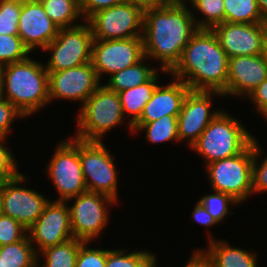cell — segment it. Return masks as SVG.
<instances>
[{
  "label": "cell",
  "mask_w": 267,
  "mask_h": 267,
  "mask_svg": "<svg viewBox=\"0 0 267 267\" xmlns=\"http://www.w3.org/2000/svg\"><path fill=\"white\" fill-rule=\"evenodd\" d=\"M190 90L182 80L176 78L164 86L158 84L152 98L144 106L140 118L132 125L133 133L143 124L156 121L164 115L178 117L183 101Z\"/></svg>",
  "instance_id": "20"
},
{
  "label": "cell",
  "mask_w": 267,
  "mask_h": 267,
  "mask_svg": "<svg viewBox=\"0 0 267 267\" xmlns=\"http://www.w3.org/2000/svg\"><path fill=\"white\" fill-rule=\"evenodd\" d=\"M4 267H37V253L28 235L21 241L0 246Z\"/></svg>",
  "instance_id": "25"
},
{
  "label": "cell",
  "mask_w": 267,
  "mask_h": 267,
  "mask_svg": "<svg viewBox=\"0 0 267 267\" xmlns=\"http://www.w3.org/2000/svg\"><path fill=\"white\" fill-rule=\"evenodd\" d=\"M70 28H60L56 38L43 50L50 52L45 65L48 72L70 69L91 62L93 35L87 21Z\"/></svg>",
  "instance_id": "10"
},
{
  "label": "cell",
  "mask_w": 267,
  "mask_h": 267,
  "mask_svg": "<svg viewBox=\"0 0 267 267\" xmlns=\"http://www.w3.org/2000/svg\"><path fill=\"white\" fill-rule=\"evenodd\" d=\"M144 6L135 0L100 10L89 23L94 40H116L142 37Z\"/></svg>",
  "instance_id": "7"
},
{
  "label": "cell",
  "mask_w": 267,
  "mask_h": 267,
  "mask_svg": "<svg viewBox=\"0 0 267 267\" xmlns=\"http://www.w3.org/2000/svg\"><path fill=\"white\" fill-rule=\"evenodd\" d=\"M77 116L78 131L74 138L83 141H102L103 135L121 125L126 119L122 110L119 93L101 85L80 106Z\"/></svg>",
  "instance_id": "5"
},
{
  "label": "cell",
  "mask_w": 267,
  "mask_h": 267,
  "mask_svg": "<svg viewBox=\"0 0 267 267\" xmlns=\"http://www.w3.org/2000/svg\"><path fill=\"white\" fill-rule=\"evenodd\" d=\"M267 78V63L262 54L229 59L227 91L223 96L248 97Z\"/></svg>",
  "instance_id": "19"
},
{
  "label": "cell",
  "mask_w": 267,
  "mask_h": 267,
  "mask_svg": "<svg viewBox=\"0 0 267 267\" xmlns=\"http://www.w3.org/2000/svg\"><path fill=\"white\" fill-rule=\"evenodd\" d=\"M49 18L60 28H70L82 17L80 0H49L43 3ZM75 23V24H74Z\"/></svg>",
  "instance_id": "27"
},
{
  "label": "cell",
  "mask_w": 267,
  "mask_h": 267,
  "mask_svg": "<svg viewBox=\"0 0 267 267\" xmlns=\"http://www.w3.org/2000/svg\"><path fill=\"white\" fill-rule=\"evenodd\" d=\"M4 99L3 95V77H2V69L0 67V100Z\"/></svg>",
  "instance_id": "46"
},
{
  "label": "cell",
  "mask_w": 267,
  "mask_h": 267,
  "mask_svg": "<svg viewBox=\"0 0 267 267\" xmlns=\"http://www.w3.org/2000/svg\"><path fill=\"white\" fill-rule=\"evenodd\" d=\"M252 136L241 120L221 109L191 149L203 157L206 166L240 154L252 142Z\"/></svg>",
  "instance_id": "4"
},
{
  "label": "cell",
  "mask_w": 267,
  "mask_h": 267,
  "mask_svg": "<svg viewBox=\"0 0 267 267\" xmlns=\"http://www.w3.org/2000/svg\"><path fill=\"white\" fill-rule=\"evenodd\" d=\"M258 114H261V116L263 115L265 118V121L267 122V107L262 109Z\"/></svg>",
  "instance_id": "48"
},
{
  "label": "cell",
  "mask_w": 267,
  "mask_h": 267,
  "mask_svg": "<svg viewBox=\"0 0 267 267\" xmlns=\"http://www.w3.org/2000/svg\"><path fill=\"white\" fill-rule=\"evenodd\" d=\"M223 96L216 91H193L190 90L186 95L181 111L178 115V137L179 142L187 141L191 147L206 129L209 123L221 111L213 109L211 112L213 96Z\"/></svg>",
  "instance_id": "16"
},
{
  "label": "cell",
  "mask_w": 267,
  "mask_h": 267,
  "mask_svg": "<svg viewBox=\"0 0 267 267\" xmlns=\"http://www.w3.org/2000/svg\"><path fill=\"white\" fill-rule=\"evenodd\" d=\"M254 140V158L252 165V189L253 195L256 193L267 192V156L264 157V160L259 161L258 159L263 154L261 151V147L254 136H252Z\"/></svg>",
  "instance_id": "34"
},
{
  "label": "cell",
  "mask_w": 267,
  "mask_h": 267,
  "mask_svg": "<svg viewBox=\"0 0 267 267\" xmlns=\"http://www.w3.org/2000/svg\"><path fill=\"white\" fill-rule=\"evenodd\" d=\"M128 0H80V12L83 22L96 12L124 3Z\"/></svg>",
  "instance_id": "39"
},
{
  "label": "cell",
  "mask_w": 267,
  "mask_h": 267,
  "mask_svg": "<svg viewBox=\"0 0 267 267\" xmlns=\"http://www.w3.org/2000/svg\"><path fill=\"white\" fill-rule=\"evenodd\" d=\"M146 60L147 57L144 56L136 64L112 74L105 86L109 90L119 93L147 82L157 71L151 65L145 64Z\"/></svg>",
  "instance_id": "23"
},
{
  "label": "cell",
  "mask_w": 267,
  "mask_h": 267,
  "mask_svg": "<svg viewBox=\"0 0 267 267\" xmlns=\"http://www.w3.org/2000/svg\"><path fill=\"white\" fill-rule=\"evenodd\" d=\"M3 181L4 180L0 177V189H1V186H2Z\"/></svg>",
  "instance_id": "51"
},
{
  "label": "cell",
  "mask_w": 267,
  "mask_h": 267,
  "mask_svg": "<svg viewBox=\"0 0 267 267\" xmlns=\"http://www.w3.org/2000/svg\"><path fill=\"white\" fill-rule=\"evenodd\" d=\"M127 252L126 249L108 250L106 267H151L157 261L149 250Z\"/></svg>",
  "instance_id": "29"
},
{
  "label": "cell",
  "mask_w": 267,
  "mask_h": 267,
  "mask_svg": "<svg viewBox=\"0 0 267 267\" xmlns=\"http://www.w3.org/2000/svg\"><path fill=\"white\" fill-rule=\"evenodd\" d=\"M144 57L142 37L93 40L91 63L101 81L103 74L112 75L139 62Z\"/></svg>",
  "instance_id": "14"
},
{
  "label": "cell",
  "mask_w": 267,
  "mask_h": 267,
  "mask_svg": "<svg viewBox=\"0 0 267 267\" xmlns=\"http://www.w3.org/2000/svg\"><path fill=\"white\" fill-rule=\"evenodd\" d=\"M144 7L146 6H158V5H169V0H135Z\"/></svg>",
  "instance_id": "43"
},
{
  "label": "cell",
  "mask_w": 267,
  "mask_h": 267,
  "mask_svg": "<svg viewBox=\"0 0 267 267\" xmlns=\"http://www.w3.org/2000/svg\"><path fill=\"white\" fill-rule=\"evenodd\" d=\"M101 141L79 139V157L87 191L118 201V174L111 155Z\"/></svg>",
  "instance_id": "9"
},
{
  "label": "cell",
  "mask_w": 267,
  "mask_h": 267,
  "mask_svg": "<svg viewBox=\"0 0 267 267\" xmlns=\"http://www.w3.org/2000/svg\"><path fill=\"white\" fill-rule=\"evenodd\" d=\"M157 71L147 82L124 91L119 92L124 116L128 114L129 130L133 133L132 125L140 118L144 106L152 98L157 83L160 80ZM159 78V79H158Z\"/></svg>",
  "instance_id": "22"
},
{
  "label": "cell",
  "mask_w": 267,
  "mask_h": 267,
  "mask_svg": "<svg viewBox=\"0 0 267 267\" xmlns=\"http://www.w3.org/2000/svg\"><path fill=\"white\" fill-rule=\"evenodd\" d=\"M184 267H211L208 257L202 250H195Z\"/></svg>",
  "instance_id": "42"
},
{
  "label": "cell",
  "mask_w": 267,
  "mask_h": 267,
  "mask_svg": "<svg viewBox=\"0 0 267 267\" xmlns=\"http://www.w3.org/2000/svg\"><path fill=\"white\" fill-rule=\"evenodd\" d=\"M0 267H4V265L2 264V259H0Z\"/></svg>",
  "instance_id": "53"
},
{
  "label": "cell",
  "mask_w": 267,
  "mask_h": 267,
  "mask_svg": "<svg viewBox=\"0 0 267 267\" xmlns=\"http://www.w3.org/2000/svg\"><path fill=\"white\" fill-rule=\"evenodd\" d=\"M257 3L262 16L267 19V0H257Z\"/></svg>",
  "instance_id": "45"
},
{
  "label": "cell",
  "mask_w": 267,
  "mask_h": 267,
  "mask_svg": "<svg viewBox=\"0 0 267 267\" xmlns=\"http://www.w3.org/2000/svg\"><path fill=\"white\" fill-rule=\"evenodd\" d=\"M22 9V0L0 1V34L18 35V21Z\"/></svg>",
  "instance_id": "33"
},
{
  "label": "cell",
  "mask_w": 267,
  "mask_h": 267,
  "mask_svg": "<svg viewBox=\"0 0 267 267\" xmlns=\"http://www.w3.org/2000/svg\"><path fill=\"white\" fill-rule=\"evenodd\" d=\"M157 261L151 267H157Z\"/></svg>",
  "instance_id": "52"
},
{
  "label": "cell",
  "mask_w": 267,
  "mask_h": 267,
  "mask_svg": "<svg viewBox=\"0 0 267 267\" xmlns=\"http://www.w3.org/2000/svg\"><path fill=\"white\" fill-rule=\"evenodd\" d=\"M32 2H35V3H39V4H43L45 3L46 1H49V0H30Z\"/></svg>",
  "instance_id": "49"
},
{
  "label": "cell",
  "mask_w": 267,
  "mask_h": 267,
  "mask_svg": "<svg viewBox=\"0 0 267 267\" xmlns=\"http://www.w3.org/2000/svg\"><path fill=\"white\" fill-rule=\"evenodd\" d=\"M213 194H207L198 201L206 208L208 213L219 224L224 221L229 213V206L239 205L230 195L213 190ZM229 205V206H228Z\"/></svg>",
  "instance_id": "32"
},
{
  "label": "cell",
  "mask_w": 267,
  "mask_h": 267,
  "mask_svg": "<svg viewBox=\"0 0 267 267\" xmlns=\"http://www.w3.org/2000/svg\"><path fill=\"white\" fill-rule=\"evenodd\" d=\"M27 236V229L10 216L0 217V246L13 244Z\"/></svg>",
  "instance_id": "35"
},
{
  "label": "cell",
  "mask_w": 267,
  "mask_h": 267,
  "mask_svg": "<svg viewBox=\"0 0 267 267\" xmlns=\"http://www.w3.org/2000/svg\"><path fill=\"white\" fill-rule=\"evenodd\" d=\"M208 239V247L201 250L208 257L211 267H257L258 252L230 246L227 241L215 240L211 234Z\"/></svg>",
  "instance_id": "21"
},
{
  "label": "cell",
  "mask_w": 267,
  "mask_h": 267,
  "mask_svg": "<svg viewBox=\"0 0 267 267\" xmlns=\"http://www.w3.org/2000/svg\"><path fill=\"white\" fill-rule=\"evenodd\" d=\"M262 55L264 57V60L267 63V36H266V38L264 40Z\"/></svg>",
  "instance_id": "47"
},
{
  "label": "cell",
  "mask_w": 267,
  "mask_h": 267,
  "mask_svg": "<svg viewBox=\"0 0 267 267\" xmlns=\"http://www.w3.org/2000/svg\"><path fill=\"white\" fill-rule=\"evenodd\" d=\"M49 101L74 100L82 105L101 86L92 63L78 67L48 72Z\"/></svg>",
  "instance_id": "15"
},
{
  "label": "cell",
  "mask_w": 267,
  "mask_h": 267,
  "mask_svg": "<svg viewBox=\"0 0 267 267\" xmlns=\"http://www.w3.org/2000/svg\"><path fill=\"white\" fill-rule=\"evenodd\" d=\"M6 141V138L0 137V177L3 180L15 178L21 173L13 153L4 145Z\"/></svg>",
  "instance_id": "37"
},
{
  "label": "cell",
  "mask_w": 267,
  "mask_h": 267,
  "mask_svg": "<svg viewBox=\"0 0 267 267\" xmlns=\"http://www.w3.org/2000/svg\"><path fill=\"white\" fill-rule=\"evenodd\" d=\"M178 117L175 115H164L160 119L143 124L135 133L146 131L145 137L150 143L169 142L174 140L179 143Z\"/></svg>",
  "instance_id": "28"
},
{
  "label": "cell",
  "mask_w": 267,
  "mask_h": 267,
  "mask_svg": "<svg viewBox=\"0 0 267 267\" xmlns=\"http://www.w3.org/2000/svg\"><path fill=\"white\" fill-rule=\"evenodd\" d=\"M30 53L18 35L0 34V67L23 61Z\"/></svg>",
  "instance_id": "31"
},
{
  "label": "cell",
  "mask_w": 267,
  "mask_h": 267,
  "mask_svg": "<svg viewBox=\"0 0 267 267\" xmlns=\"http://www.w3.org/2000/svg\"><path fill=\"white\" fill-rule=\"evenodd\" d=\"M253 158L254 140L240 154L207 164L211 189L230 195L239 204L247 201L253 194Z\"/></svg>",
  "instance_id": "6"
},
{
  "label": "cell",
  "mask_w": 267,
  "mask_h": 267,
  "mask_svg": "<svg viewBox=\"0 0 267 267\" xmlns=\"http://www.w3.org/2000/svg\"><path fill=\"white\" fill-rule=\"evenodd\" d=\"M247 98L253 101L257 112L267 107V78Z\"/></svg>",
  "instance_id": "40"
},
{
  "label": "cell",
  "mask_w": 267,
  "mask_h": 267,
  "mask_svg": "<svg viewBox=\"0 0 267 267\" xmlns=\"http://www.w3.org/2000/svg\"><path fill=\"white\" fill-rule=\"evenodd\" d=\"M27 233L37 254L45 248L73 239L67 201L49 200Z\"/></svg>",
  "instance_id": "13"
},
{
  "label": "cell",
  "mask_w": 267,
  "mask_h": 267,
  "mask_svg": "<svg viewBox=\"0 0 267 267\" xmlns=\"http://www.w3.org/2000/svg\"><path fill=\"white\" fill-rule=\"evenodd\" d=\"M195 208L193 209L192 212V221L194 218V221L200 225L203 226H214L216 224H218L216 222V220L208 213V211L206 210V208L201 204L200 201L197 200V203L195 204Z\"/></svg>",
  "instance_id": "41"
},
{
  "label": "cell",
  "mask_w": 267,
  "mask_h": 267,
  "mask_svg": "<svg viewBox=\"0 0 267 267\" xmlns=\"http://www.w3.org/2000/svg\"><path fill=\"white\" fill-rule=\"evenodd\" d=\"M89 242H83L79 248L75 267H106L108 249L88 248Z\"/></svg>",
  "instance_id": "36"
},
{
  "label": "cell",
  "mask_w": 267,
  "mask_h": 267,
  "mask_svg": "<svg viewBox=\"0 0 267 267\" xmlns=\"http://www.w3.org/2000/svg\"><path fill=\"white\" fill-rule=\"evenodd\" d=\"M71 199L75 201L69 206L73 237L91 244L106 228L109 207L117 202L109 196L91 191H85Z\"/></svg>",
  "instance_id": "11"
},
{
  "label": "cell",
  "mask_w": 267,
  "mask_h": 267,
  "mask_svg": "<svg viewBox=\"0 0 267 267\" xmlns=\"http://www.w3.org/2000/svg\"><path fill=\"white\" fill-rule=\"evenodd\" d=\"M229 57L212 29H198L169 73L193 91H227Z\"/></svg>",
  "instance_id": "2"
},
{
  "label": "cell",
  "mask_w": 267,
  "mask_h": 267,
  "mask_svg": "<svg viewBox=\"0 0 267 267\" xmlns=\"http://www.w3.org/2000/svg\"><path fill=\"white\" fill-rule=\"evenodd\" d=\"M197 30L188 6H146L142 34L144 56L148 61H160L161 73L169 74Z\"/></svg>",
  "instance_id": "1"
},
{
  "label": "cell",
  "mask_w": 267,
  "mask_h": 267,
  "mask_svg": "<svg viewBox=\"0 0 267 267\" xmlns=\"http://www.w3.org/2000/svg\"><path fill=\"white\" fill-rule=\"evenodd\" d=\"M54 151L45 171L60 195L57 201L70 202L71 198L87 191L79 157V139L63 140Z\"/></svg>",
  "instance_id": "8"
},
{
  "label": "cell",
  "mask_w": 267,
  "mask_h": 267,
  "mask_svg": "<svg viewBox=\"0 0 267 267\" xmlns=\"http://www.w3.org/2000/svg\"><path fill=\"white\" fill-rule=\"evenodd\" d=\"M222 49L230 58L262 54L267 36L266 23L224 22L212 28Z\"/></svg>",
  "instance_id": "17"
},
{
  "label": "cell",
  "mask_w": 267,
  "mask_h": 267,
  "mask_svg": "<svg viewBox=\"0 0 267 267\" xmlns=\"http://www.w3.org/2000/svg\"><path fill=\"white\" fill-rule=\"evenodd\" d=\"M29 181L26 175L20 173L17 177L4 180L1 186L2 212L30 228L42 214L47 197L41 193L21 185Z\"/></svg>",
  "instance_id": "12"
},
{
  "label": "cell",
  "mask_w": 267,
  "mask_h": 267,
  "mask_svg": "<svg viewBox=\"0 0 267 267\" xmlns=\"http://www.w3.org/2000/svg\"><path fill=\"white\" fill-rule=\"evenodd\" d=\"M3 215L2 212V203H1V189H0V217Z\"/></svg>",
  "instance_id": "50"
},
{
  "label": "cell",
  "mask_w": 267,
  "mask_h": 267,
  "mask_svg": "<svg viewBox=\"0 0 267 267\" xmlns=\"http://www.w3.org/2000/svg\"><path fill=\"white\" fill-rule=\"evenodd\" d=\"M224 22L231 23H265L257 0H223Z\"/></svg>",
  "instance_id": "26"
},
{
  "label": "cell",
  "mask_w": 267,
  "mask_h": 267,
  "mask_svg": "<svg viewBox=\"0 0 267 267\" xmlns=\"http://www.w3.org/2000/svg\"><path fill=\"white\" fill-rule=\"evenodd\" d=\"M4 99L25 117L32 116L49 101L48 71L31 57L1 67Z\"/></svg>",
  "instance_id": "3"
},
{
  "label": "cell",
  "mask_w": 267,
  "mask_h": 267,
  "mask_svg": "<svg viewBox=\"0 0 267 267\" xmlns=\"http://www.w3.org/2000/svg\"><path fill=\"white\" fill-rule=\"evenodd\" d=\"M194 10L204 16L196 17L193 13L194 21L198 29H212L220 23H224V1L223 0H196L191 6Z\"/></svg>",
  "instance_id": "30"
},
{
  "label": "cell",
  "mask_w": 267,
  "mask_h": 267,
  "mask_svg": "<svg viewBox=\"0 0 267 267\" xmlns=\"http://www.w3.org/2000/svg\"><path fill=\"white\" fill-rule=\"evenodd\" d=\"M16 118H26L14 105L6 99L0 100V137L8 138L11 125Z\"/></svg>",
  "instance_id": "38"
},
{
  "label": "cell",
  "mask_w": 267,
  "mask_h": 267,
  "mask_svg": "<svg viewBox=\"0 0 267 267\" xmlns=\"http://www.w3.org/2000/svg\"><path fill=\"white\" fill-rule=\"evenodd\" d=\"M59 27L49 18L43 4L22 0L18 36L30 50L44 49L58 35Z\"/></svg>",
  "instance_id": "18"
},
{
  "label": "cell",
  "mask_w": 267,
  "mask_h": 267,
  "mask_svg": "<svg viewBox=\"0 0 267 267\" xmlns=\"http://www.w3.org/2000/svg\"><path fill=\"white\" fill-rule=\"evenodd\" d=\"M190 2V6H192L196 0H187V3ZM186 0H169L170 6H178V7H187Z\"/></svg>",
  "instance_id": "44"
},
{
  "label": "cell",
  "mask_w": 267,
  "mask_h": 267,
  "mask_svg": "<svg viewBox=\"0 0 267 267\" xmlns=\"http://www.w3.org/2000/svg\"><path fill=\"white\" fill-rule=\"evenodd\" d=\"M83 242L73 238L62 244L45 248L37 254V267H75L79 248ZM40 255L45 259L43 265L40 263Z\"/></svg>",
  "instance_id": "24"
}]
</instances>
